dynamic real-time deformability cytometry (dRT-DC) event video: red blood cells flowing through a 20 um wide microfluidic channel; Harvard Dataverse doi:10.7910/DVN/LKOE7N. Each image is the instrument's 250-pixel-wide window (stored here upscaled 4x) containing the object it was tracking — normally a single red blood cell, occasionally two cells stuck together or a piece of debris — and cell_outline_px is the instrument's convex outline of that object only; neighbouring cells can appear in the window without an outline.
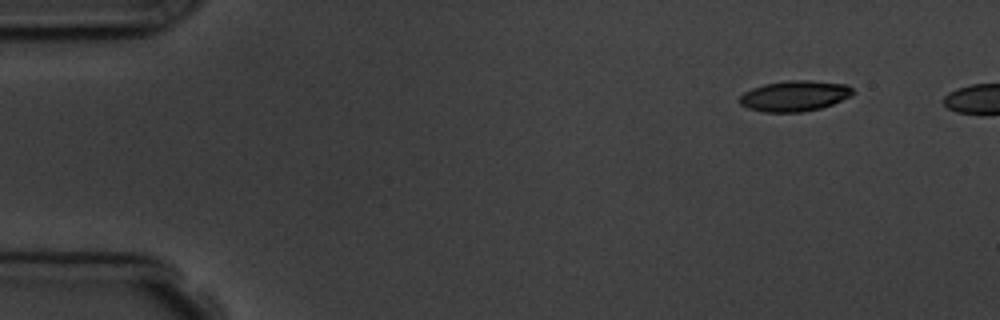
{"species": "common noctule bat (a hibernating species)", "species_latin": "Nyctalus noctula", "temperature_condition": "room temperature", "stored_images_in_passage": 5, "camera_frame_rate_fps": 3000, "um_per_image_px": 0.085, "animal": {"sex": "male", "body_mass_g": 19.5, "forearm_length_mm": 54.6}, "frame": {"image": 1, "passage_image": 1, "time_ms": 0.0, "image_size_px": [1000, 320], "cell_outline_px": [[852, 96], [832, 104], [820, 108], [800, 112], [764, 112], [748, 108], [740, 104], [740, 96], [744, 92], [752, 88], [764, 84], [788, 80], [812, 80], [848, 84], [852, 88]], "centroid_in_image_um": [67.55, 8.14], "position_along_channel_um": 17.5, "area_um2": 20.23}}